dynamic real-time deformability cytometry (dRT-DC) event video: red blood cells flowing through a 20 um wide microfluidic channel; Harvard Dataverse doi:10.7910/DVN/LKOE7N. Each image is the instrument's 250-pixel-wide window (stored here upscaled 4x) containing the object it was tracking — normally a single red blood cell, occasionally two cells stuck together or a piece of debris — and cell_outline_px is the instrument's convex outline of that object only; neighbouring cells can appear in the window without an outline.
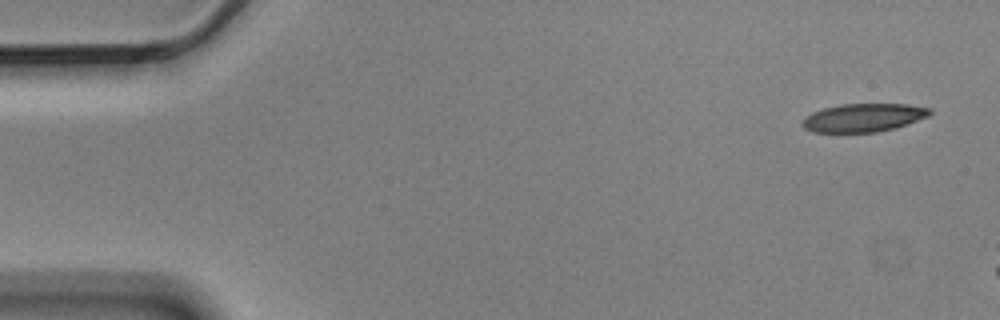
{"species": "Egyptian fruit bat (a non-hibernating species)", "species_latin": "Rousettus aegyptiacus", "temperature_condition": "cold", "stored_images_in_passage": 3, "camera_frame_rate_fps": 3000, "um_per_image_px": 0.085, "animal": {"sex": "male"}, "frame": {"image": 1, "passage_image": 1, "time_ms": 0.0, "image_size_px": [1000, 320], "cell_outline_px": [[932, 112], [928, 116], [908, 124], [896, 128], [876, 132], [812, 132], [804, 128], [800, 124], [804, 116], [812, 112], [824, 108], [840, 104], [908, 104], [932, 108]], "centroid_in_image_um": [73.38, 10.0], "position_along_channel_um": 11.6, "area_um2": 21.21}}